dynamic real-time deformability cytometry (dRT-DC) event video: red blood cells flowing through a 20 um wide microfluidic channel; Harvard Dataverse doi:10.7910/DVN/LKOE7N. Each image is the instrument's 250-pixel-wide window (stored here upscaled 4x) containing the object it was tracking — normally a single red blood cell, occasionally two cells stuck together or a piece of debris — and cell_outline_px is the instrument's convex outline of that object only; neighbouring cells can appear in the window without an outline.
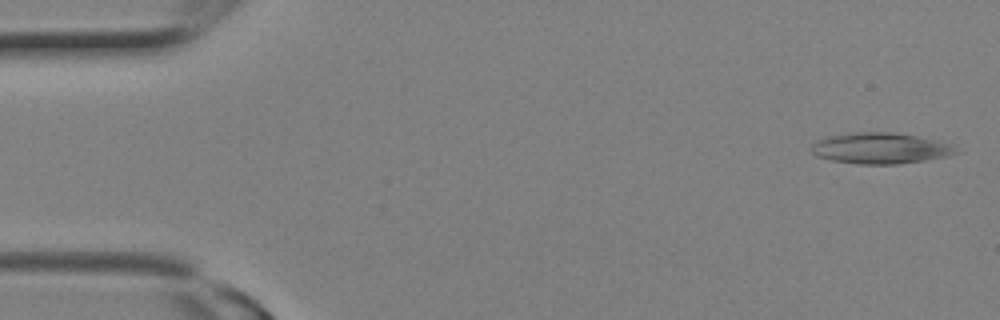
{"species": "Egyptian fruit bat (a non-hibernating species)", "species_latin": "Rousettus aegyptiacus", "temperature_condition": "room temperature", "stored_images_in_passage": 7, "camera_frame_rate_fps": 3000, "um_per_image_px": 0.085, "animal": {"sex": "female"}, "frame": {"image": 1, "passage_image": 1, "time_ms": 0.0, "image_size_px": [1000, 320], "cell_outline_px": [[960, 152], [944, 156], [924, 160], [896, 164], [860, 164], [832, 160], [816, 156], [812, 152], [812, 144], [816, 140], [824, 136], [848, 132], [892, 132], [916, 136], [936, 140], [952, 144]], "centroid_in_image_um": [74.78, 12.58], "position_along_channel_um": 10.2, "area_um2": 26.13}}
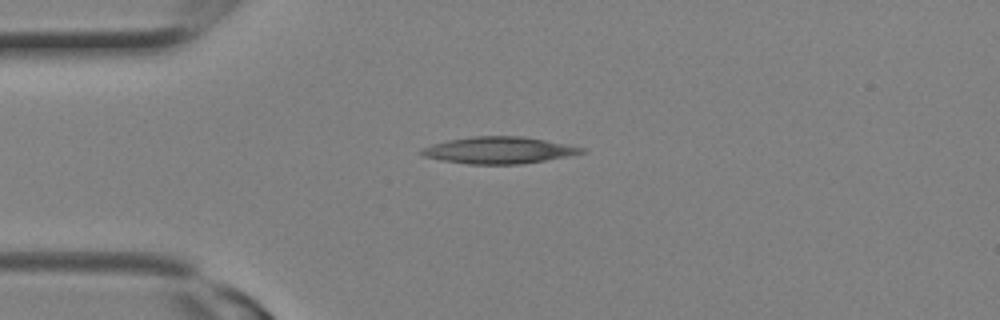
{"frame": {"image": 2, "passage_image": 6, "time_ms": 1.667, "image_size_px": [1000, 320], "cell_outline_px": [[584, 152], [568, 156], [520, 164], [468, 164], [440, 160], [424, 156], [420, 152], [424, 148], [432, 144], [448, 140], [472, 136], [524, 136], [584, 148]], "centroid_in_image_um": [42.37, 12.77], "position_along_channel_um": 42.6, "area_um2": 24.62}}